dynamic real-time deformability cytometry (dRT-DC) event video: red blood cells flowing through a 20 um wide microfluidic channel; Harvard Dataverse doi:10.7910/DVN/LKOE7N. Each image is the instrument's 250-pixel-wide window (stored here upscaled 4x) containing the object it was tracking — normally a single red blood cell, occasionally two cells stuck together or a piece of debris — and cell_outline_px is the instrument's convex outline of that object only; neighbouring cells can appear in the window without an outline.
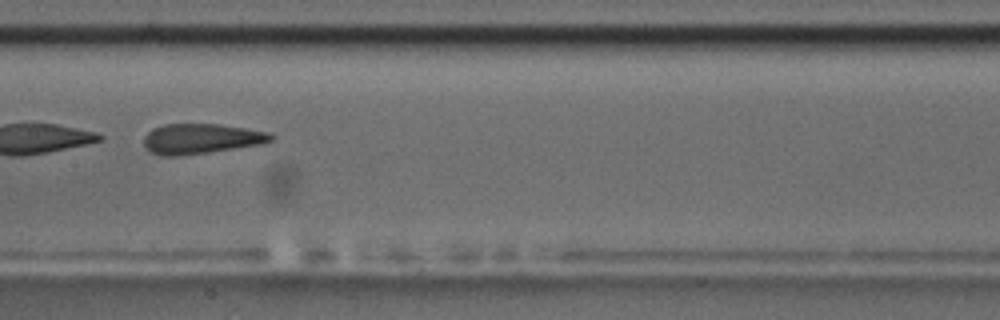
{"species": "common noctule bat (a hibernating species)", "species_latin": "Nyctalus noctula", "temperature_condition": "room temperature", "stored_images_in_passage": 8, "camera_frame_rate_fps": 3000, "um_per_image_px": 0.085, "animal": {"sex": "male", "body_mass_g": 17.5, "forearm_length_mm": 52.3}, "frame": {"image": 1, "passage_image": 8, "time_ms": 8.0, "image_size_px": [1000, 320], "cell_outline_px": [[276, 136], [272, 140], [264, 144], [180, 156], [160, 156], [148, 152], [144, 148], [144, 136], [152, 128], [164, 124], [216, 124], [244, 128], [268, 132]], "centroid_in_image_um": [17.06, 11.8], "position_along_channel_um": 190.3, "area_um2": 22.54}}